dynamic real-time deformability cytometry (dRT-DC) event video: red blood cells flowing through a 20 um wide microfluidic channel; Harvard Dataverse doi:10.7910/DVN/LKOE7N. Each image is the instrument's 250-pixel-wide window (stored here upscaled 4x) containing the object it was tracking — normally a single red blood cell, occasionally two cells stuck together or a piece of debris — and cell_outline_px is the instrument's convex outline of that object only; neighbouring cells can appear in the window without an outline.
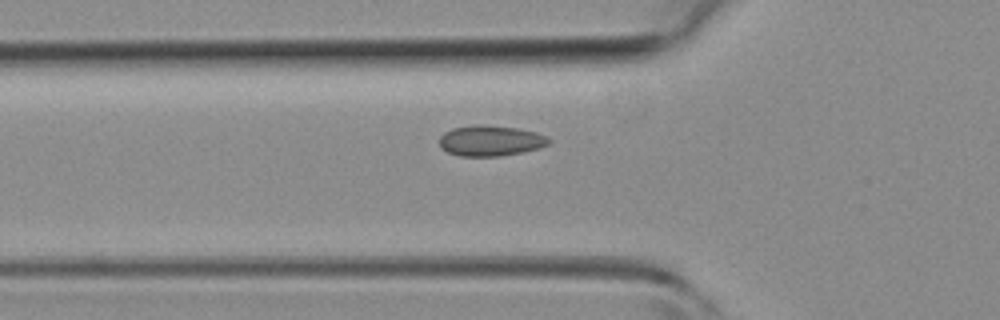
{"species": "common noctule bat (a hibernating species)", "species_latin": "Nyctalus noctula", "temperature_condition": "room temperature", "stored_images_in_passage": 29, "camera_frame_rate_fps": 3000, "um_per_image_px": 0.085, "animal": {"sex": "female", "body_mass_g": 19.3, "forearm_length_mm": 54.1}, "frame": {"image": 1, "passage_image": 4, "time_ms": 1.0, "image_size_px": [1000, 320], "cell_outline_px": [[552, 140], [548, 144], [540, 148], [500, 156], [460, 156], [448, 152], [440, 144], [440, 136], [444, 132], [452, 128], [476, 124], [484, 124], [516, 128], [536, 132]], "centroid_in_image_um": [41.69, 11.95], "position_along_channel_um": 84.1, "area_um2": 19.42}}
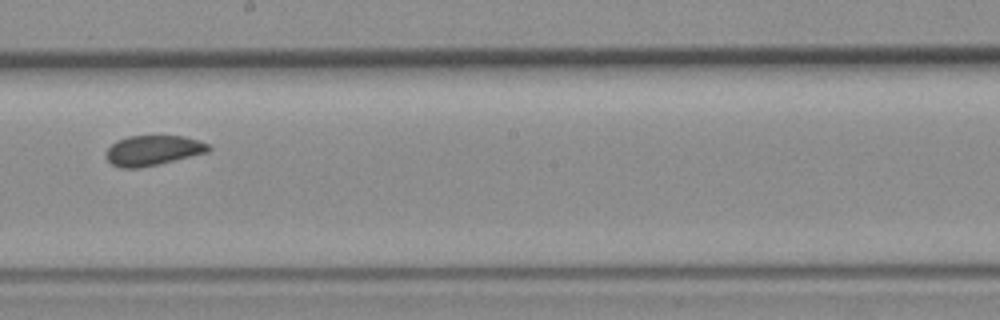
{"frame": {"image": 2, "passage_image": 14, "time_ms": 4.333, "image_size_px": [1000, 320], "cell_outline_px": [[212, 148], [208, 152], [156, 164], [136, 168], [120, 168], [112, 164], [108, 160], [108, 148], [116, 140], [128, 136], [184, 136], [208, 144]], "centroid_in_image_um": [13.0, 12.77], "position_along_channel_um": 235.2, "area_um2": 17.57}}
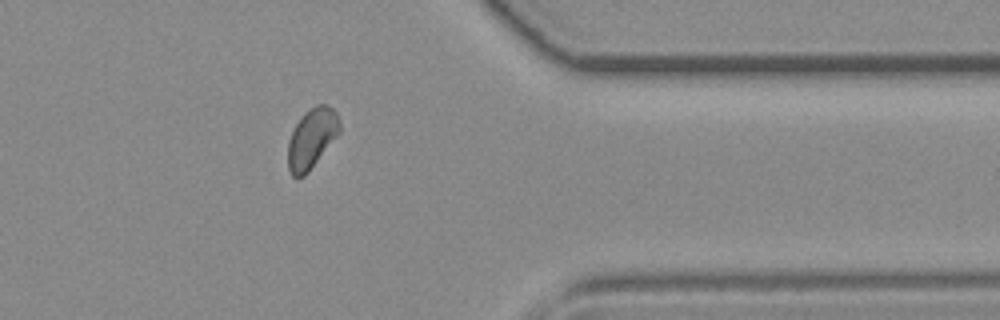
{"frame": {"image": 3, "passage_image": 25, "time_ms": 8.0, "image_size_px": [1000, 320], "cell_outline_px": [[340, 132], [308, 172], [304, 176], [296, 180], [292, 176], [288, 168], [288, 140], [296, 124], [304, 112], [316, 104], [324, 104], [332, 108], [336, 112], [340, 124]], "centroid_in_image_um": [26.48, 11.78], "position_along_channel_um": 384.9, "area_um2": 18.03}}